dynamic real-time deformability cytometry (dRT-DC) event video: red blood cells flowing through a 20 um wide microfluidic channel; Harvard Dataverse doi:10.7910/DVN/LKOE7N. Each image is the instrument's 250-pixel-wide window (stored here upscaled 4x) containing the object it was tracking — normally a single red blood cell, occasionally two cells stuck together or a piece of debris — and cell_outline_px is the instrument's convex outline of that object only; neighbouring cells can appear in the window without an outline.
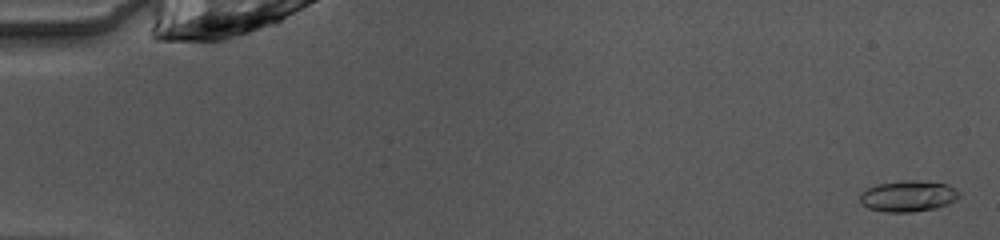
{"species": "common noctule bat (a hibernating species)", "species_latin": "Nyctalus noctula", "temperature_condition": "warm", "stored_images_in_passage": 10, "camera_frame_rate_fps": 3000, "um_per_image_px": 0.085, "animal": {"sex": "female", "body_mass_g": 10.0, "forearm_length_mm": 53.1}, "frame": {"image": 1, "passage_image": 1, "time_ms": 0.0, "image_size_px": [1000, 240], "cell_outline_px": [[960, 196], [956, 200], [948, 204], [936, 208], [912, 212], [884, 212], [868, 208], [860, 204], [860, 192], [864, 188], [876, 184], [908, 180], [916, 180], [948, 184], [960, 192]], "centroid_in_image_um": [77.16, 16.67], "position_along_channel_um": 7.8, "area_um2": 18.26}}